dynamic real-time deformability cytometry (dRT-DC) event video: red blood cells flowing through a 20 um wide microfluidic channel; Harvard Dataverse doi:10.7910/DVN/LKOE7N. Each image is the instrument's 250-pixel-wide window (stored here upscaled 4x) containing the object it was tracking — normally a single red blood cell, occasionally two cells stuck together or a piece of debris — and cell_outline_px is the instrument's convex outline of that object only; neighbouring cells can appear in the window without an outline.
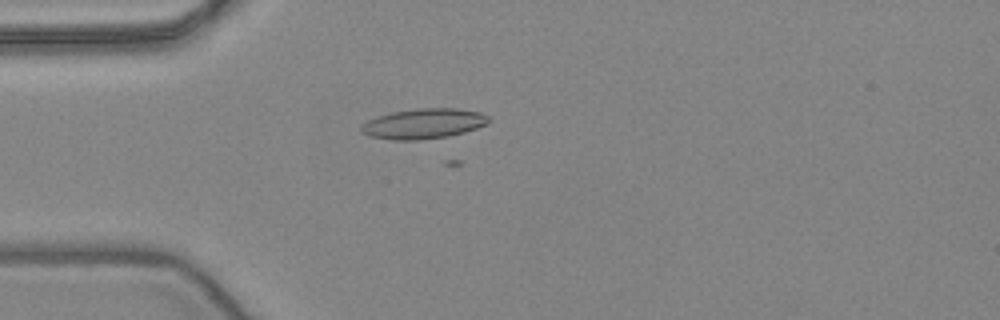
{"species": "common noctule bat (a hibernating species)", "species_latin": "Nyctalus noctula", "temperature_condition": "warm", "stored_images_in_passage": 52, "camera_frame_rate_fps": 3000, "um_per_image_px": 0.085, "animal": {"sex": "female", "body_mass_g": 24.6, "forearm_length_mm": 56.2}, "frame": {"image": 1, "passage_image": 16, "time_ms": 5.0, "image_size_px": [1000, 320], "cell_outline_px": [[492, 120], [488, 124], [464, 132], [448, 136], [424, 140], [392, 140], [368, 136], [360, 132], [360, 124], [376, 116], [392, 112], [420, 108], [456, 108], [480, 112], [488, 116]], "centroid_in_image_um": [35.98, 10.52], "position_along_channel_um": 49.0, "area_um2": 22.72}}
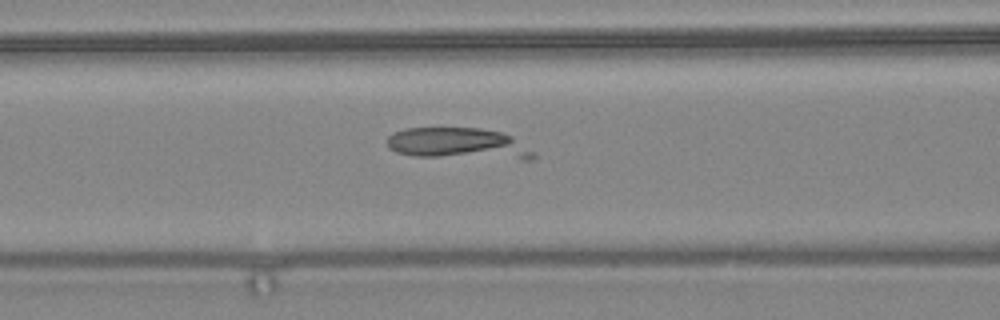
{"frame": {"image": 2, "passage_image": 23, "time_ms": 7.333, "image_size_px": [1000, 320], "cell_outline_px": [[536, 156], [532, 160], [524, 160], [416, 156], [396, 152], [388, 148], [388, 136], [392, 132], [404, 128], [480, 128], [500, 132], [512, 136], [536, 152]], "centroid_in_image_um": [39.01, 12.22], "position_along_channel_um": 127.6, "area_um2": 27.22}}
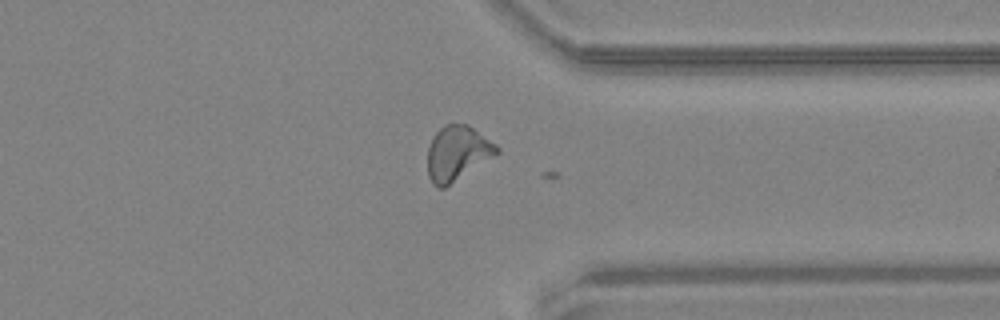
{"frame": {"image": 3, "passage_image": 42, "time_ms": 13.667, "image_size_px": [1000, 320], "cell_outline_px": [[500, 152], [444, 188], [436, 188], [432, 184], [428, 176], [428, 148], [432, 136], [444, 124], [468, 124], [496, 144], [500, 148]], "centroid_in_image_um": [38.85, 13.02], "position_along_channel_um": 372.5, "area_um2": 22.02}}